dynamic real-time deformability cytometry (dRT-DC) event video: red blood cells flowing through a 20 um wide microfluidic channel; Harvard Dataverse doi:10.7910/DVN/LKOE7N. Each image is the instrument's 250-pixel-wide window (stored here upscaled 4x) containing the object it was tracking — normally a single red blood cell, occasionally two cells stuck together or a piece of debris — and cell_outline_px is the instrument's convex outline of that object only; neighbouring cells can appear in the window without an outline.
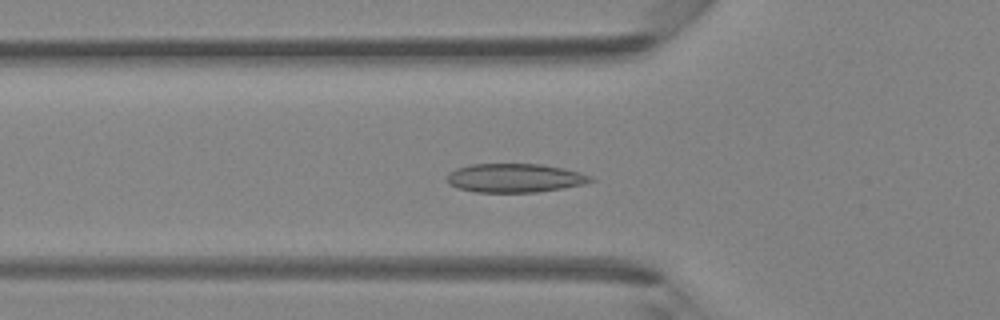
{"species": "Egyptian fruit bat (a non-hibernating species)", "species_latin": "Rousettus aegyptiacus", "temperature_condition": "room temperature", "stored_images_in_passage": 45, "camera_frame_rate_fps": 3000, "um_per_image_px": 0.085, "animal": {"sex": "female"}, "frame": {"image": 1, "passage_image": 15, "time_ms": 4.667, "image_size_px": [1000, 320], "cell_outline_px": [[596, 180], [584, 184], [564, 188], [536, 192], [476, 192], [456, 188], [448, 184], [448, 172], [456, 168], [472, 164], [540, 164], [564, 168], [580, 172], [592, 176]], "centroid_in_image_um": [43.77, 15.13], "position_along_channel_um": 82.0, "area_um2": 24.28}}
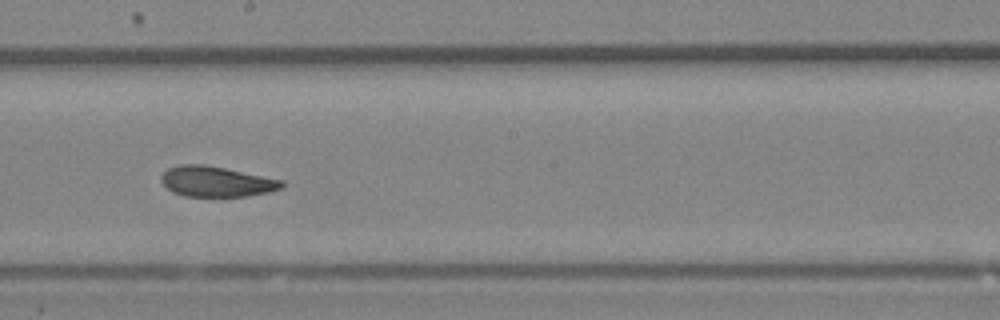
{"frame": {"image": 2, "passage_image": 25, "time_ms": 8.0, "image_size_px": [1000, 320], "cell_outline_px": [[284, 184], [280, 188], [268, 192], [248, 196], [184, 196], [172, 192], [160, 180], [160, 176], [168, 168], [180, 164], [204, 164], [284, 180]], "centroid_in_image_um": [18.37, 15.43], "position_along_channel_um": 229.8, "area_um2": 21.27}}
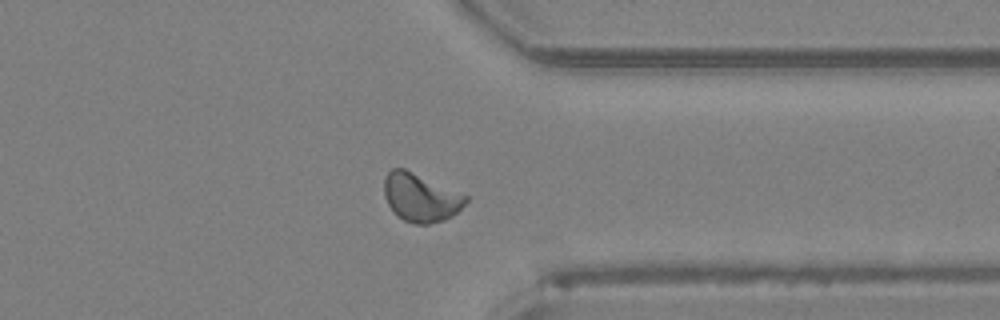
{"frame": {"image": 3, "passage_image": 35, "time_ms": 11.333, "image_size_px": [1000, 320], "cell_outline_px": [[468, 200], [456, 212], [444, 220], [428, 224], [416, 224], [404, 220], [388, 204], [384, 196], [384, 176], [392, 168], [404, 168], [468, 196]], "centroid_in_image_um": [35.73, 16.77], "position_along_channel_um": 375.7, "area_um2": 22.54}}